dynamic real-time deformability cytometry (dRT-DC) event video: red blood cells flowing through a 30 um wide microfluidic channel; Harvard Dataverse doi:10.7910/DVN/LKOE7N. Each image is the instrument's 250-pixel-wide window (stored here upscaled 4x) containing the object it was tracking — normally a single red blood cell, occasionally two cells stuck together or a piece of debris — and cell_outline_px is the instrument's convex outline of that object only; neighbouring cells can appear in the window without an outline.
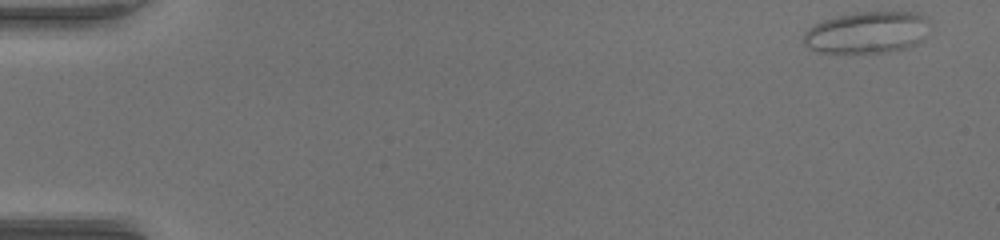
{"species": "common noctule bat (a hibernating species)", "species_latin": "Nyctalus noctula", "temperature_condition": "warm", "stored_images_in_passage": 50, "camera_frame_rate_fps": 3000, "um_per_image_px": 0.085, "animal": {"sex": "female", "body_mass_g": 17.0, "forearm_length_mm": 48.0}, "frame": {"image": 1, "passage_image": 1, "time_ms": 0.0, "image_size_px": [1000, 240], "cell_outline_px": [[932, 24], [920, 40], [916, 44], [904, 48], [880, 52], [820, 52], [804, 44], [804, 32], [808, 28], [824, 20], [836, 16], [856, 12], [916, 12], [924, 16]], "centroid_in_image_um": [73.72, 2.73], "position_along_channel_um": 11.3, "area_um2": 30.35}}
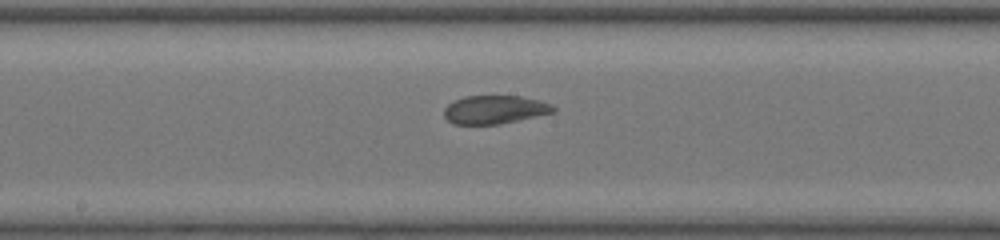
{"frame": {"image": 2, "passage_image": 27, "time_ms": 8.667, "image_size_px": [1000, 240], "cell_outline_px": [[556, 112], [500, 124], [452, 124], [444, 116], [444, 108], [448, 104], [464, 96], [520, 96], [540, 100], [556, 108]], "centroid_in_image_um": [42.05, 9.32], "position_along_channel_um": 206.2, "area_um2": 18.03}}
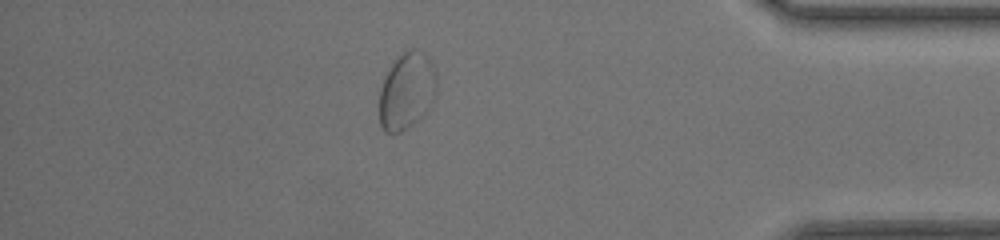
{"frame": {"image": 3, "passage_image": 44, "time_ms": 14.333, "image_size_px": [1000, 240], "cell_outline_px": [[436, 88], [420, 116], [412, 124], [400, 132], [384, 132], [380, 124], [380, 88], [384, 76], [392, 64], [404, 52], [412, 48], [424, 52], [428, 56], [436, 72]], "centroid_in_image_um": [34.53, 7.69], "position_along_channel_um": 400.7, "area_um2": 24.85}, "authors_computed_cell_mechanics": {"area_um2": 22.0218, "velocity_mm_per_s": 4.0351, "shape_relaxation_time_tau1_ms": null, "shape_relaxation_time_tau2_ms": 0.9088, "deformation_change_tau1": null, "deformation_change_tau2": 0.0606}}